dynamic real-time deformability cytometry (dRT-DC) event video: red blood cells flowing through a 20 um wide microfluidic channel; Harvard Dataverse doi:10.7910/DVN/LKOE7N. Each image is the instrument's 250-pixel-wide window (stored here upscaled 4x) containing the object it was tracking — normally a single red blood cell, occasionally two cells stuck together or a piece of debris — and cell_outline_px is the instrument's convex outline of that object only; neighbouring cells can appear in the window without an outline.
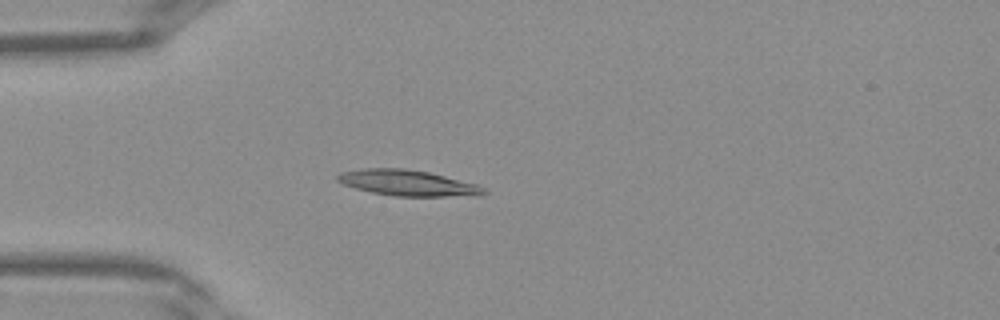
{"species": "Egyptian fruit bat (a non-hibernating species)", "species_latin": "Rousettus aegyptiacus", "temperature_condition": "warm", "stored_images_in_passage": 40, "camera_frame_rate_fps": 3000, "um_per_image_px": 0.085, "frame": {"image": 1, "passage_image": 11, "time_ms": 3.333, "image_size_px": [1000, 320], "cell_outline_px": [[488, 192], [476, 196], [396, 196], [372, 192], [356, 188], [344, 184], [336, 180], [336, 176], [340, 172], [360, 168], [404, 168], [428, 172], [476, 184], [484, 188]], "centroid_in_image_um": [34.63, 15.54], "position_along_channel_um": 50.4, "area_um2": 21.91}}
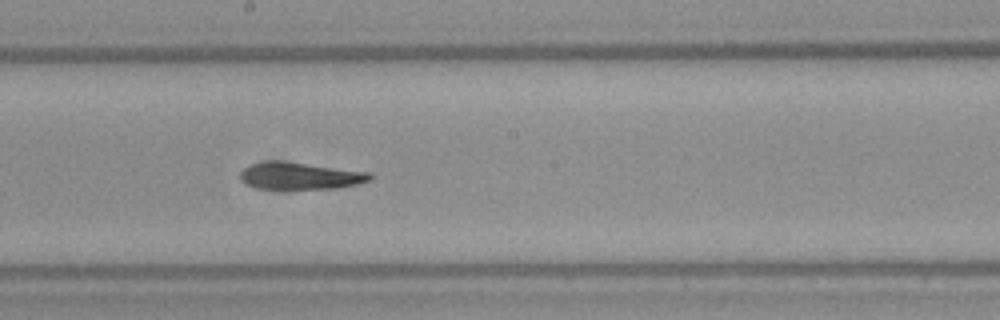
{"frame": {"image": 2, "passage_image": 22, "time_ms": 7.0, "image_size_px": [1000, 320], "cell_outline_px": [[372, 176], [368, 180], [356, 184], [340, 188], [256, 188], [244, 184], [240, 180], [240, 172], [248, 164], [268, 160], [280, 160], [372, 172]], "centroid_in_image_um": [25.46, 14.93], "position_along_channel_um": 222.7, "area_um2": 20.58}}
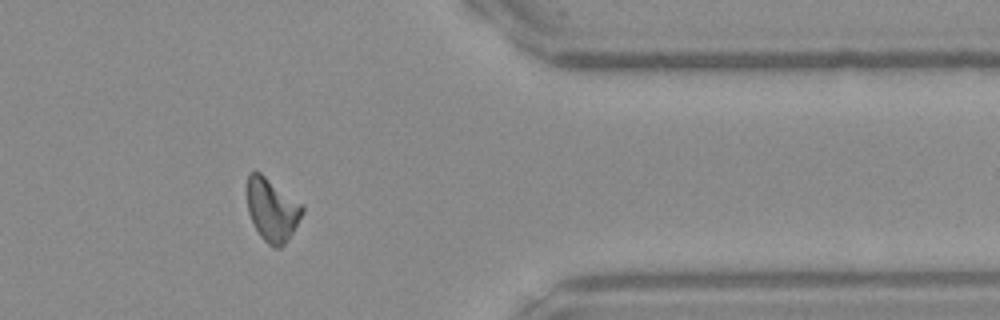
{"frame": {"image": 3, "passage_image": 33, "time_ms": 10.667, "image_size_px": [1000, 320], "cell_outline_px": [[304, 212], [292, 232], [284, 244], [280, 248], [272, 248], [260, 236], [248, 212], [248, 172], [260, 172], [304, 204]], "centroid_in_image_um": [23.15, 17.82], "position_along_channel_um": 388.2, "area_um2": 20.17}}